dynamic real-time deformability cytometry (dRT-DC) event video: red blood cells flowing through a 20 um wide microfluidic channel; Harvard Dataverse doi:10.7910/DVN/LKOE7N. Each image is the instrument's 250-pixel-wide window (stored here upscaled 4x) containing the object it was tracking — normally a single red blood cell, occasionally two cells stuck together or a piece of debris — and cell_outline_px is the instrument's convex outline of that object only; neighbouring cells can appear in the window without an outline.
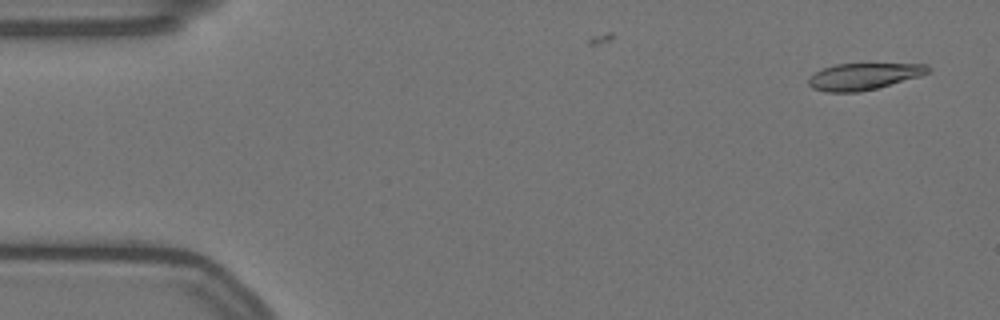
{"species": "Egyptian fruit bat (a non-hibernating species)", "species_latin": "Rousettus aegyptiacus", "temperature_condition": "warm", "stored_images_in_passage": 8, "camera_frame_rate_fps": 3000, "um_per_image_px": 0.085, "animal": {"sex": "female"}, "frame": {"image": 1, "passage_image": 2, "time_ms": 0.333, "image_size_px": [1000, 320], "cell_outline_px": [[932, 72], [920, 76], [876, 88], [860, 92], [828, 92], [812, 88], [808, 84], [808, 80], [816, 72], [824, 68], [836, 64], [928, 64], [932, 68]], "centroid_in_image_um": [73.46, 6.49], "position_along_channel_um": 11.5, "area_um2": 18.44}}